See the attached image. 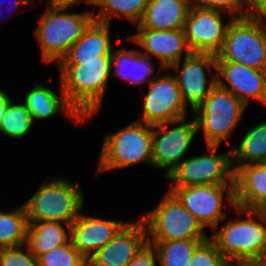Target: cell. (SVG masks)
I'll return each mask as SVG.
<instances>
[{"instance_id": "2", "label": "cell", "mask_w": 266, "mask_h": 266, "mask_svg": "<svg viewBox=\"0 0 266 266\" xmlns=\"http://www.w3.org/2000/svg\"><path fill=\"white\" fill-rule=\"evenodd\" d=\"M233 208L239 216L246 215L247 218L228 219L221 229L213 230L210 239L230 264H246L266 256V211Z\"/></svg>"}, {"instance_id": "12", "label": "cell", "mask_w": 266, "mask_h": 266, "mask_svg": "<svg viewBox=\"0 0 266 266\" xmlns=\"http://www.w3.org/2000/svg\"><path fill=\"white\" fill-rule=\"evenodd\" d=\"M142 108V118H137V121L150 125L174 122L186 117L187 105L182 99L174 74L157 76L148 83V93Z\"/></svg>"}, {"instance_id": "25", "label": "cell", "mask_w": 266, "mask_h": 266, "mask_svg": "<svg viewBox=\"0 0 266 266\" xmlns=\"http://www.w3.org/2000/svg\"><path fill=\"white\" fill-rule=\"evenodd\" d=\"M232 166L266 163V121L249 128L240 145L231 148Z\"/></svg>"}, {"instance_id": "16", "label": "cell", "mask_w": 266, "mask_h": 266, "mask_svg": "<svg viewBox=\"0 0 266 266\" xmlns=\"http://www.w3.org/2000/svg\"><path fill=\"white\" fill-rule=\"evenodd\" d=\"M216 82L246 106L250 99L266 105V71L236 62L216 61Z\"/></svg>"}, {"instance_id": "23", "label": "cell", "mask_w": 266, "mask_h": 266, "mask_svg": "<svg viewBox=\"0 0 266 266\" xmlns=\"http://www.w3.org/2000/svg\"><path fill=\"white\" fill-rule=\"evenodd\" d=\"M111 57L110 73L112 77H122L135 86L145 82L148 84L156 77L154 76L155 68L151 58L142 55L138 49L126 50L125 48H120L115 50L113 48ZM152 75L154 76L153 78H151Z\"/></svg>"}, {"instance_id": "7", "label": "cell", "mask_w": 266, "mask_h": 266, "mask_svg": "<svg viewBox=\"0 0 266 266\" xmlns=\"http://www.w3.org/2000/svg\"><path fill=\"white\" fill-rule=\"evenodd\" d=\"M247 106L217 83L192 111L198 132L203 130L207 146H221L237 127Z\"/></svg>"}, {"instance_id": "33", "label": "cell", "mask_w": 266, "mask_h": 266, "mask_svg": "<svg viewBox=\"0 0 266 266\" xmlns=\"http://www.w3.org/2000/svg\"><path fill=\"white\" fill-rule=\"evenodd\" d=\"M192 3L204 8L226 12L234 18L248 15L247 10H245V0H192Z\"/></svg>"}, {"instance_id": "24", "label": "cell", "mask_w": 266, "mask_h": 266, "mask_svg": "<svg viewBox=\"0 0 266 266\" xmlns=\"http://www.w3.org/2000/svg\"><path fill=\"white\" fill-rule=\"evenodd\" d=\"M69 228L70 225L62 222H28L26 245L32 254L38 258L53 248L65 244L69 240Z\"/></svg>"}, {"instance_id": "8", "label": "cell", "mask_w": 266, "mask_h": 266, "mask_svg": "<svg viewBox=\"0 0 266 266\" xmlns=\"http://www.w3.org/2000/svg\"><path fill=\"white\" fill-rule=\"evenodd\" d=\"M141 219L146 227L147 241L210 238L201 223L169 191L159 204L146 215H142Z\"/></svg>"}, {"instance_id": "26", "label": "cell", "mask_w": 266, "mask_h": 266, "mask_svg": "<svg viewBox=\"0 0 266 266\" xmlns=\"http://www.w3.org/2000/svg\"><path fill=\"white\" fill-rule=\"evenodd\" d=\"M148 0H93L92 5L99 8L93 13L94 20L110 24L114 16L138 25L145 13Z\"/></svg>"}, {"instance_id": "34", "label": "cell", "mask_w": 266, "mask_h": 266, "mask_svg": "<svg viewBox=\"0 0 266 266\" xmlns=\"http://www.w3.org/2000/svg\"><path fill=\"white\" fill-rule=\"evenodd\" d=\"M156 260H158L156 248L153 244L146 242L127 266H157Z\"/></svg>"}, {"instance_id": "27", "label": "cell", "mask_w": 266, "mask_h": 266, "mask_svg": "<svg viewBox=\"0 0 266 266\" xmlns=\"http://www.w3.org/2000/svg\"><path fill=\"white\" fill-rule=\"evenodd\" d=\"M27 227L24 205L8 212L0 211V248L24 246Z\"/></svg>"}, {"instance_id": "3", "label": "cell", "mask_w": 266, "mask_h": 266, "mask_svg": "<svg viewBox=\"0 0 266 266\" xmlns=\"http://www.w3.org/2000/svg\"><path fill=\"white\" fill-rule=\"evenodd\" d=\"M72 6H49L38 21L35 35L42 50V60L58 64L71 46L94 20L93 11L66 13Z\"/></svg>"}, {"instance_id": "17", "label": "cell", "mask_w": 266, "mask_h": 266, "mask_svg": "<svg viewBox=\"0 0 266 266\" xmlns=\"http://www.w3.org/2000/svg\"><path fill=\"white\" fill-rule=\"evenodd\" d=\"M147 242L143 220L127 222L119 232L87 261L88 266H127Z\"/></svg>"}, {"instance_id": "22", "label": "cell", "mask_w": 266, "mask_h": 266, "mask_svg": "<svg viewBox=\"0 0 266 266\" xmlns=\"http://www.w3.org/2000/svg\"><path fill=\"white\" fill-rule=\"evenodd\" d=\"M111 39L110 24L93 20L62 60H90L111 55Z\"/></svg>"}, {"instance_id": "14", "label": "cell", "mask_w": 266, "mask_h": 266, "mask_svg": "<svg viewBox=\"0 0 266 266\" xmlns=\"http://www.w3.org/2000/svg\"><path fill=\"white\" fill-rule=\"evenodd\" d=\"M128 39L141 48L143 47L144 52L140 51L142 55L150 58L156 57L159 60L161 70L171 68L179 71L183 52H185V57L192 53L183 29L151 30L137 28L136 34L129 36Z\"/></svg>"}, {"instance_id": "39", "label": "cell", "mask_w": 266, "mask_h": 266, "mask_svg": "<svg viewBox=\"0 0 266 266\" xmlns=\"http://www.w3.org/2000/svg\"><path fill=\"white\" fill-rule=\"evenodd\" d=\"M247 266H266V256L255 258L246 263Z\"/></svg>"}, {"instance_id": "10", "label": "cell", "mask_w": 266, "mask_h": 266, "mask_svg": "<svg viewBox=\"0 0 266 266\" xmlns=\"http://www.w3.org/2000/svg\"><path fill=\"white\" fill-rule=\"evenodd\" d=\"M168 191L204 228L210 226L212 230L227 218V212L222 210L223 201L227 200L232 207L235 206L234 185L170 187ZM225 194L226 198L224 199Z\"/></svg>"}, {"instance_id": "11", "label": "cell", "mask_w": 266, "mask_h": 266, "mask_svg": "<svg viewBox=\"0 0 266 266\" xmlns=\"http://www.w3.org/2000/svg\"><path fill=\"white\" fill-rule=\"evenodd\" d=\"M185 120L153 125L152 167L166 170L164 177L184 160L198 132L194 117L192 121ZM172 125L175 126L169 129Z\"/></svg>"}, {"instance_id": "19", "label": "cell", "mask_w": 266, "mask_h": 266, "mask_svg": "<svg viewBox=\"0 0 266 266\" xmlns=\"http://www.w3.org/2000/svg\"><path fill=\"white\" fill-rule=\"evenodd\" d=\"M235 206L266 211V163L248 164L234 171Z\"/></svg>"}, {"instance_id": "37", "label": "cell", "mask_w": 266, "mask_h": 266, "mask_svg": "<svg viewBox=\"0 0 266 266\" xmlns=\"http://www.w3.org/2000/svg\"><path fill=\"white\" fill-rule=\"evenodd\" d=\"M11 100L9 94L5 92L3 89H0V120L4 116L6 109H7V103Z\"/></svg>"}, {"instance_id": "29", "label": "cell", "mask_w": 266, "mask_h": 266, "mask_svg": "<svg viewBox=\"0 0 266 266\" xmlns=\"http://www.w3.org/2000/svg\"><path fill=\"white\" fill-rule=\"evenodd\" d=\"M12 100L7 103L6 112L0 120V133L20 140L31 131L34 120L24 104Z\"/></svg>"}, {"instance_id": "13", "label": "cell", "mask_w": 266, "mask_h": 266, "mask_svg": "<svg viewBox=\"0 0 266 266\" xmlns=\"http://www.w3.org/2000/svg\"><path fill=\"white\" fill-rule=\"evenodd\" d=\"M222 11L193 4L187 14L184 33L192 53L217 55L221 50L233 16L223 24Z\"/></svg>"}, {"instance_id": "36", "label": "cell", "mask_w": 266, "mask_h": 266, "mask_svg": "<svg viewBox=\"0 0 266 266\" xmlns=\"http://www.w3.org/2000/svg\"><path fill=\"white\" fill-rule=\"evenodd\" d=\"M86 3V5H91L93 0H50L49 6H76L79 3Z\"/></svg>"}, {"instance_id": "1", "label": "cell", "mask_w": 266, "mask_h": 266, "mask_svg": "<svg viewBox=\"0 0 266 266\" xmlns=\"http://www.w3.org/2000/svg\"><path fill=\"white\" fill-rule=\"evenodd\" d=\"M111 63V55L90 60H61L58 63L59 82L66 99L84 121L101 109L111 77Z\"/></svg>"}, {"instance_id": "28", "label": "cell", "mask_w": 266, "mask_h": 266, "mask_svg": "<svg viewBox=\"0 0 266 266\" xmlns=\"http://www.w3.org/2000/svg\"><path fill=\"white\" fill-rule=\"evenodd\" d=\"M205 240L147 241L156 248L160 266H188L195 249Z\"/></svg>"}, {"instance_id": "5", "label": "cell", "mask_w": 266, "mask_h": 266, "mask_svg": "<svg viewBox=\"0 0 266 266\" xmlns=\"http://www.w3.org/2000/svg\"><path fill=\"white\" fill-rule=\"evenodd\" d=\"M153 125L133 121L120 130L104 135L97 161V173L135 166L140 162L152 166Z\"/></svg>"}, {"instance_id": "31", "label": "cell", "mask_w": 266, "mask_h": 266, "mask_svg": "<svg viewBox=\"0 0 266 266\" xmlns=\"http://www.w3.org/2000/svg\"><path fill=\"white\" fill-rule=\"evenodd\" d=\"M230 263L209 238L203 241L194 251L188 266H229Z\"/></svg>"}, {"instance_id": "30", "label": "cell", "mask_w": 266, "mask_h": 266, "mask_svg": "<svg viewBox=\"0 0 266 266\" xmlns=\"http://www.w3.org/2000/svg\"><path fill=\"white\" fill-rule=\"evenodd\" d=\"M38 266H88L85 259L72 245L70 239L37 258Z\"/></svg>"}, {"instance_id": "9", "label": "cell", "mask_w": 266, "mask_h": 266, "mask_svg": "<svg viewBox=\"0 0 266 266\" xmlns=\"http://www.w3.org/2000/svg\"><path fill=\"white\" fill-rule=\"evenodd\" d=\"M220 146H207L208 154L185 158L166 177L171 187L234 185L231 150L217 154Z\"/></svg>"}, {"instance_id": "15", "label": "cell", "mask_w": 266, "mask_h": 266, "mask_svg": "<svg viewBox=\"0 0 266 266\" xmlns=\"http://www.w3.org/2000/svg\"><path fill=\"white\" fill-rule=\"evenodd\" d=\"M211 75L216 73V55L208 53H191L183 59L180 74H174L182 99L193 111L199 106L215 86L216 74L214 73L207 85L206 71Z\"/></svg>"}, {"instance_id": "38", "label": "cell", "mask_w": 266, "mask_h": 266, "mask_svg": "<svg viewBox=\"0 0 266 266\" xmlns=\"http://www.w3.org/2000/svg\"><path fill=\"white\" fill-rule=\"evenodd\" d=\"M9 1H11V0H9ZM13 1H14V2H13ZM13 1H12V3H10V4H9V3L7 4L8 7L13 5V8L11 7V8H12V11H11V12H12L13 14L17 11L18 7H20L21 5H22V8H23V9L26 8V7H24V5L26 6V4L29 3V2H31V3H32L31 5L34 6V2H33L34 0H13ZM3 2H4V1H3ZM3 2H2V0H0V5H1V4H4ZM6 3H7V2H6ZM15 10H16V11H15ZM0 11H1V10H0ZM8 13H9V12H8ZM8 17H9V16H8ZM5 19H7V18H5Z\"/></svg>"}, {"instance_id": "40", "label": "cell", "mask_w": 266, "mask_h": 266, "mask_svg": "<svg viewBox=\"0 0 266 266\" xmlns=\"http://www.w3.org/2000/svg\"><path fill=\"white\" fill-rule=\"evenodd\" d=\"M229 266H247L246 264H230Z\"/></svg>"}, {"instance_id": "4", "label": "cell", "mask_w": 266, "mask_h": 266, "mask_svg": "<svg viewBox=\"0 0 266 266\" xmlns=\"http://www.w3.org/2000/svg\"><path fill=\"white\" fill-rule=\"evenodd\" d=\"M78 184L68 179L51 178L23 205L27 222L54 221L71 225L80 215L84 194Z\"/></svg>"}, {"instance_id": "35", "label": "cell", "mask_w": 266, "mask_h": 266, "mask_svg": "<svg viewBox=\"0 0 266 266\" xmlns=\"http://www.w3.org/2000/svg\"><path fill=\"white\" fill-rule=\"evenodd\" d=\"M248 15L266 16V0H245Z\"/></svg>"}, {"instance_id": "20", "label": "cell", "mask_w": 266, "mask_h": 266, "mask_svg": "<svg viewBox=\"0 0 266 266\" xmlns=\"http://www.w3.org/2000/svg\"><path fill=\"white\" fill-rule=\"evenodd\" d=\"M59 86V95H57L50 87L36 83L33 89L25 95L24 106L34 121L48 119L61 111L67 116L66 118L83 124L84 118L67 101L61 83Z\"/></svg>"}, {"instance_id": "21", "label": "cell", "mask_w": 266, "mask_h": 266, "mask_svg": "<svg viewBox=\"0 0 266 266\" xmlns=\"http://www.w3.org/2000/svg\"><path fill=\"white\" fill-rule=\"evenodd\" d=\"M192 0H148L137 28L151 30L184 29Z\"/></svg>"}, {"instance_id": "18", "label": "cell", "mask_w": 266, "mask_h": 266, "mask_svg": "<svg viewBox=\"0 0 266 266\" xmlns=\"http://www.w3.org/2000/svg\"><path fill=\"white\" fill-rule=\"evenodd\" d=\"M126 223L80 213L70 225L69 239L73 247L88 260L107 244Z\"/></svg>"}, {"instance_id": "32", "label": "cell", "mask_w": 266, "mask_h": 266, "mask_svg": "<svg viewBox=\"0 0 266 266\" xmlns=\"http://www.w3.org/2000/svg\"><path fill=\"white\" fill-rule=\"evenodd\" d=\"M25 253L21 247L0 248V266H38L37 258L25 244Z\"/></svg>"}, {"instance_id": "6", "label": "cell", "mask_w": 266, "mask_h": 266, "mask_svg": "<svg viewBox=\"0 0 266 266\" xmlns=\"http://www.w3.org/2000/svg\"><path fill=\"white\" fill-rule=\"evenodd\" d=\"M265 18V19H264ZM266 16L234 18L227 30L216 61L240 63L266 71Z\"/></svg>"}]
</instances>
